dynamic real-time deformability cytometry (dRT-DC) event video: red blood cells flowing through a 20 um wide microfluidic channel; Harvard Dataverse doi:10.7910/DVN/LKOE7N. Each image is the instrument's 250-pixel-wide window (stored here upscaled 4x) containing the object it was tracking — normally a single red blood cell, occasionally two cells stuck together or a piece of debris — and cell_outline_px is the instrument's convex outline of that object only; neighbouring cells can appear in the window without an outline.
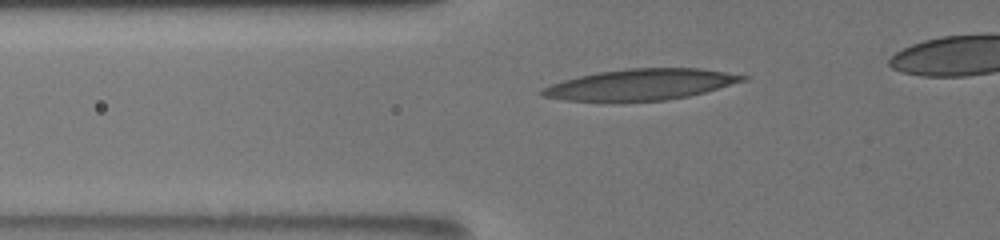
{"species": "human", "species_latin": "Homo sapiens", "temperature_condition": "room temperature", "stored_images_in_passage": 58, "camera_frame_rate_fps": 3000, "um_per_image_px": 0.085, "donor": {"sex": "male"}, "frame": {"image": 1, "passage_image": 11, "time_ms": 2.667, "image_size_px": [1000, 240], "cell_outline_px": [[748, 80], [704, 92], [688, 96], [664, 100], [612, 104], [564, 100], [544, 96], [540, 92], [544, 88], [552, 84], [564, 80], [580, 76], [600, 72], [628, 68], [700, 68], [748, 76]], "centroid_in_image_um": [54.43, 7.22], "position_along_channel_um": 71.4, "area_um2": 36.88}}
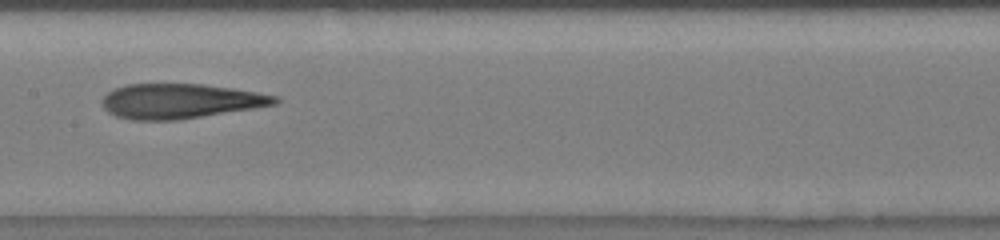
{"frame": {"image": 2, "passage_image": 25, "time_ms": 6.0, "image_size_px": [1000, 240], "cell_outline_px": [[280, 100], [276, 104], [180, 120], [132, 120], [116, 116], [108, 112], [104, 108], [104, 96], [108, 92], [116, 88], [128, 84], [204, 84], [232, 88], [256, 92], [276, 96]], "centroid_in_image_um": [15.32, 8.6], "position_along_channel_um": 192.1, "area_um2": 34.74}}
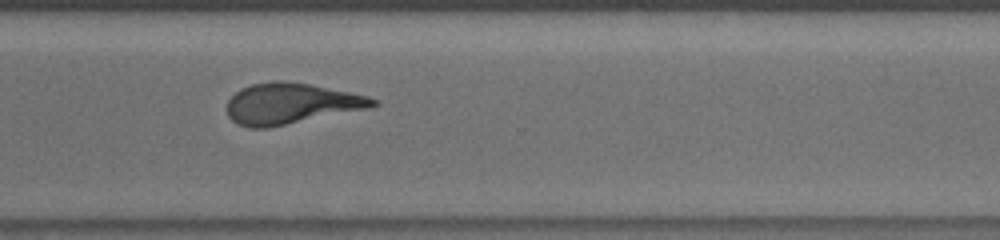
{"frame": {"image": 3, "passage_image": 45, "time_ms": 10.0, "image_size_px": [1000, 240], "cell_outline_px": [[380, 104], [372, 108], [268, 128], [248, 128], [236, 124], [228, 116], [228, 100], [240, 88], [252, 84], [276, 80], [284, 80], [312, 84], [368, 96], [376, 100]], "centroid_in_image_um": [24.75, 8.81], "position_along_channel_um": 345.9, "area_um2": 35.08}}